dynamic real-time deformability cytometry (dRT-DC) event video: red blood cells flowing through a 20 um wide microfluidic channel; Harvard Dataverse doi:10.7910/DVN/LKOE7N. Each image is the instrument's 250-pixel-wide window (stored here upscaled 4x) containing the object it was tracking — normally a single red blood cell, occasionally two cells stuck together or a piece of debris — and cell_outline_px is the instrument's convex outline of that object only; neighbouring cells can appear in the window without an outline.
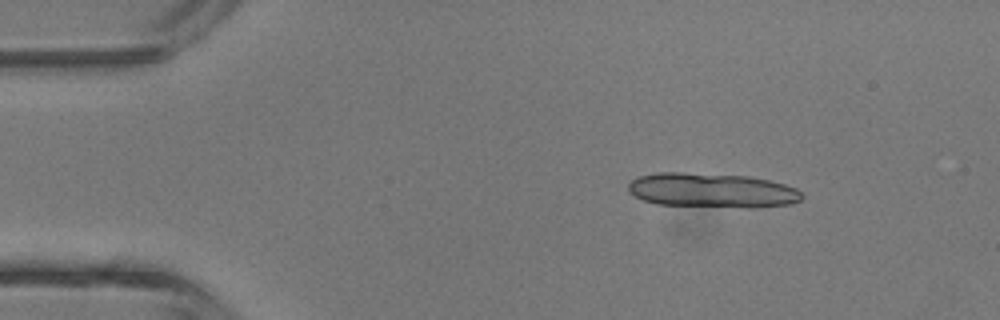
{"species": "common noctule bat (a hibernating species)", "species_latin": "Nyctalus noctula", "temperature_condition": "room temperature", "stored_images_in_passage": 3, "camera_frame_rate_fps": 3000, "um_per_image_px": 0.085, "animal": {"sex": "male", "body_mass_g": 13.3}, "frame": {"image": 1, "passage_image": 1, "time_ms": 0.0, "image_size_px": [1000, 320], "cell_outline_px": [[804, 196], [800, 200], [792, 204], [752, 208], [748, 208], [656, 204], [644, 200], [628, 192], [628, 184], [632, 180], [640, 176], [656, 172], [684, 172], [748, 176], [768, 180], [784, 184], [796, 188]], "centroid_in_image_um": [60.52, 16.18], "position_along_channel_um": 24.5, "area_um2": 35.14}}